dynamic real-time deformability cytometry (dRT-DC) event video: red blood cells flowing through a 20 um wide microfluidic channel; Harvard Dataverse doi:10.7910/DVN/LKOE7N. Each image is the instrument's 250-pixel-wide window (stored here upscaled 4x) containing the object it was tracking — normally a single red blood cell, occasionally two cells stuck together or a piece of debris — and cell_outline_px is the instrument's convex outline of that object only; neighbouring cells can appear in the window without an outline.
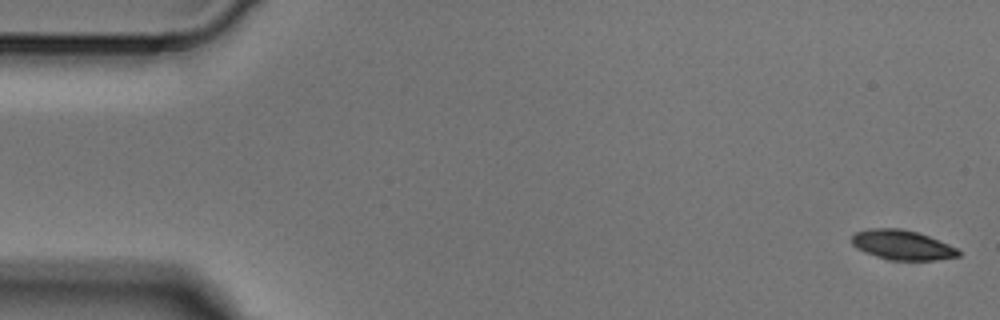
{"species": "Egyptian fruit bat (a non-hibernating species)", "species_latin": "Rousettus aegyptiacus", "temperature_condition": "cold", "stored_images_in_passage": 5, "camera_frame_rate_fps": 3000, "um_per_image_px": 0.085, "animal": {"sex": "male"}, "frame": {"image": 1, "passage_image": 1, "time_ms": 0.0, "image_size_px": [1000, 320], "cell_outline_px": [[960, 256], [936, 260], [892, 260], [876, 256], [856, 248], [852, 244], [852, 236], [856, 232], [868, 228], [900, 228], [916, 232], [928, 236], [948, 244], [956, 248], [960, 252]], "centroid_in_image_um": [76.67, 20.82], "position_along_channel_um": 8.3, "area_um2": 18.32}}
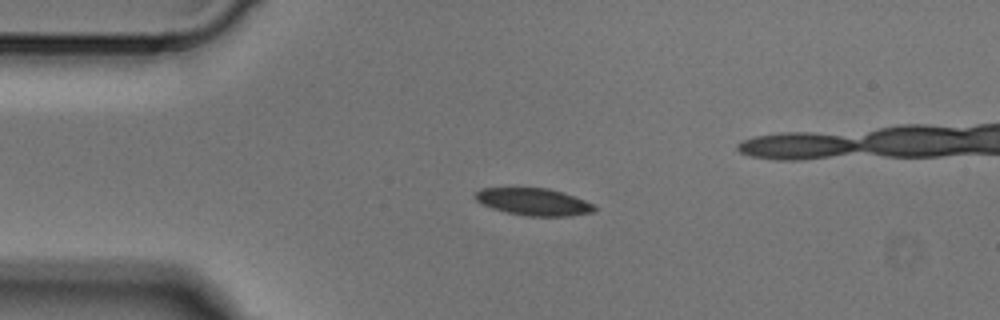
{"frame": {"image": 2, "passage_image": 3, "time_ms": 0.667, "image_size_px": [1000, 320], "cell_outline_px": [[596, 208], [592, 212], [568, 216], [524, 216], [492, 208], [476, 200], [476, 192], [484, 188], [548, 188], [564, 192], [584, 200], [592, 204]], "centroid_in_image_um": [45.38, 17.15], "position_along_channel_um": 39.6, "area_um2": 18.61}}